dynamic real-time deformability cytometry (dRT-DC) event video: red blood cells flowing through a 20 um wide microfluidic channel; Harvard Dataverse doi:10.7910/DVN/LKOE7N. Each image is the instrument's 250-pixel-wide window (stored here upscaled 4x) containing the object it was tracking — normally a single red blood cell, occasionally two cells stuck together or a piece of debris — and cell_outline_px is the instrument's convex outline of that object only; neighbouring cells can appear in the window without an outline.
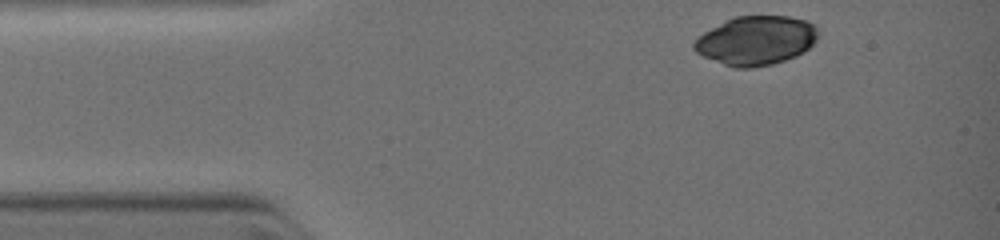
{"species": "common noctule bat (a hibernating species)", "species_latin": "Nyctalus noctula", "temperature_condition": "warm", "stored_images_in_passage": 4, "camera_frame_rate_fps": 3000, "um_per_image_px": 0.085, "animal": {"sex": "female", "body_mass_g": 19.0, "forearm_length_mm": 51.5}, "frame": {"image": 1, "passage_image": 1, "time_ms": 0.0, "image_size_px": [1000, 240], "cell_outline_px": [[820, 32], [816, 40], [804, 52], [796, 56], [772, 64], [752, 68], [736, 68], [724, 64], [704, 56], [696, 52], [692, 48], [692, 44], [704, 32], [736, 16], [788, 16], [808, 20], [820, 28]], "centroid_in_image_um": [64.32, 3.44], "position_along_channel_um": 20.7, "area_um2": 35.37}}